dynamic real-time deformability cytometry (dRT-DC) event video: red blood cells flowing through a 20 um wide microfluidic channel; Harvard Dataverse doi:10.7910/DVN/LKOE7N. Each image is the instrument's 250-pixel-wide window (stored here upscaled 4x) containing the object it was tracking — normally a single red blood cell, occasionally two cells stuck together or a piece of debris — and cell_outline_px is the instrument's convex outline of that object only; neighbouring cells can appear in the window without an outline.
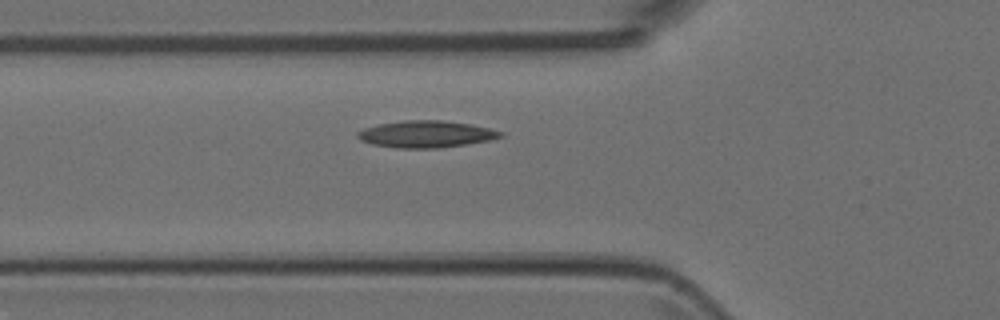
{"species": "Egyptian fruit bat (a non-hibernating species)", "species_latin": "Rousettus aegyptiacus", "temperature_condition": "room temperature", "stored_images_in_passage": 3, "camera_frame_rate_fps": 3000, "um_per_image_px": 0.085, "animal": {"sex": "female"}, "frame": {"image": 1, "passage_image": 3, "time_ms": 0.667, "image_size_px": [1000, 320], "cell_outline_px": [[504, 136], [488, 140], [440, 148], [396, 148], [372, 144], [360, 140], [356, 136], [356, 132], [364, 128], [380, 124], [404, 120], [440, 120], [468, 124], [488, 128], [504, 132]], "centroid_in_image_um": [36.17, 11.4], "position_along_channel_um": 89.6, "area_um2": 22.2}}